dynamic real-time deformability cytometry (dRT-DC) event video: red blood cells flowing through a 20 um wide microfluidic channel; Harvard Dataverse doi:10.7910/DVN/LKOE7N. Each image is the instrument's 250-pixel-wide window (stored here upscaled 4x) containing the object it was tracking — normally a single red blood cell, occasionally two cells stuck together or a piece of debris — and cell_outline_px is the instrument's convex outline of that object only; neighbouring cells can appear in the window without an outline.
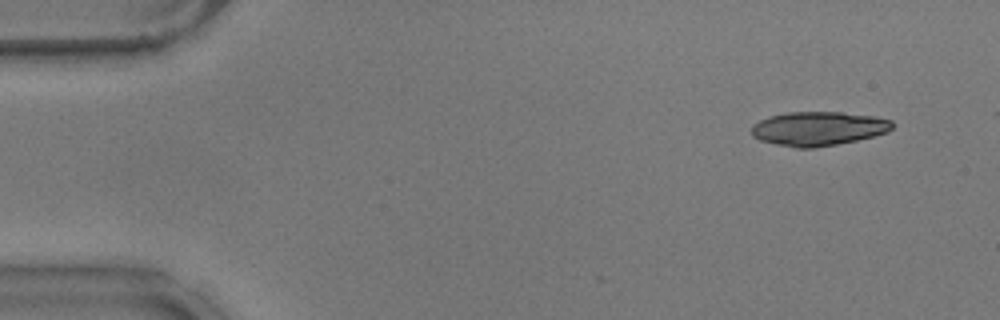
{"species": "common noctule bat (a hibernating species)", "species_latin": "Nyctalus noctula", "temperature_condition": "warm", "stored_images_in_passage": 40, "camera_frame_rate_fps": 3000, "um_per_image_px": 0.085, "animal": {"sex": "male", "body_mass_g": 17.9}, "frame": {"image": 1, "passage_image": 1, "time_ms": 0.0, "image_size_px": [1000, 320], "cell_outline_px": [[892, 128], [888, 132], [856, 140], [836, 144], [812, 148], [796, 148], [776, 144], [760, 140], [752, 136], [752, 124], [768, 116], [784, 112], [844, 112], [876, 116], [892, 120]], "centroid_in_image_um": [69.54, 10.92], "position_along_channel_um": 15.5, "area_um2": 28.03}}